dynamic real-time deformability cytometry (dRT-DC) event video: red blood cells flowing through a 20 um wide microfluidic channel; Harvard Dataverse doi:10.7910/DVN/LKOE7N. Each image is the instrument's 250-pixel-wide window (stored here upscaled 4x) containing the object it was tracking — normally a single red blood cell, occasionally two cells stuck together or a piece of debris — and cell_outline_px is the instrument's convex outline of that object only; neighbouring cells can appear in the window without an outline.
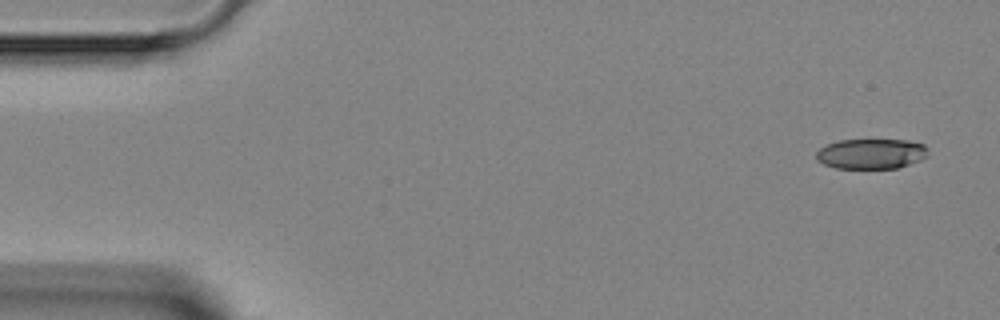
{"species": "Egyptian fruit bat (a non-hibernating species)", "species_latin": "Rousettus aegyptiacus", "temperature_condition": "room temperature", "stored_images_in_passage": 4, "camera_frame_rate_fps": 3000, "um_per_image_px": 0.085, "animal": {"sex": "female"}, "frame": {"image": 1, "passage_image": 1, "time_ms": 0.0, "image_size_px": [1000, 320], "cell_outline_px": [[928, 156], [920, 160], [896, 168], [836, 168], [824, 164], [816, 160], [816, 152], [820, 148], [828, 144], [840, 140], [908, 140], [924, 144], [928, 148]], "centroid_in_image_um": [74.06, 13.07], "position_along_channel_um": 10.9, "area_um2": 19.65}}
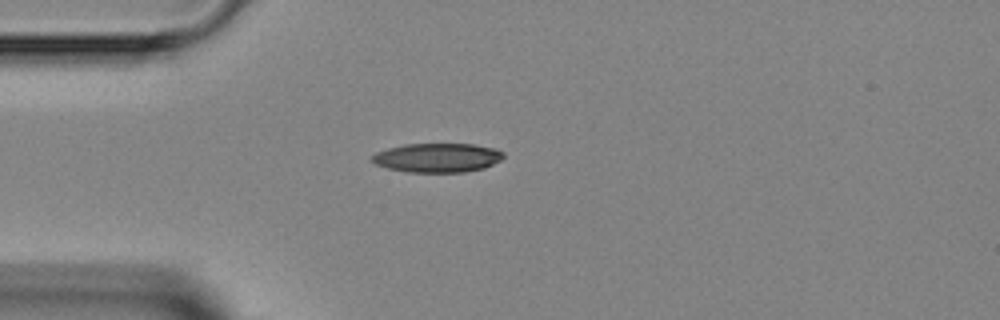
{"frame": {"image": 2, "passage_image": 4, "time_ms": 3.333, "image_size_px": [1000, 320], "cell_outline_px": [[504, 156], [500, 160], [484, 168], [464, 172], [408, 172], [388, 168], [376, 164], [372, 160], [372, 156], [376, 152], [388, 148], [404, 144], [472, 144], [496, 148], [504, 152]], "centroid_in_image_um": [37.2, 13.4], "position_along_channel_um": 47.8, "area_um2": 22.25}}